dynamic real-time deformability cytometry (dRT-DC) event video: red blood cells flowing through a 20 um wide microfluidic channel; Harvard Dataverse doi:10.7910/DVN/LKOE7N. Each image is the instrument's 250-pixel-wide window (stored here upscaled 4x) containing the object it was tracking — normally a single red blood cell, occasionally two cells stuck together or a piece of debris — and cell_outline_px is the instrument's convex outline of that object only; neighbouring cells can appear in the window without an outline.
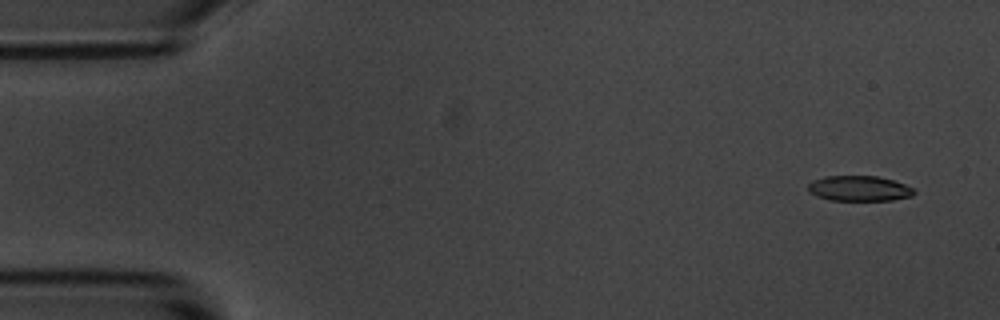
{"species": "common noctule bat (a hibernating species)", "species_latin": "Nyctalus noctula", "temperature_condition": "room temperature", "stored_images_in_passage": 5, "camera_frame_rate_fps": 3000, "um_per_image_px": 0.085, "animal": {"sex": "male", "body_mass_g": 20.1, "forearm_length_mm": 53.5}, "frame": {"image": 1, "passage_image": 1, "time_ms": 0.0, "image_size_px": [1000, 320], "cell_outline_px": [[916, 192], [912, 196], [892, 200], [828, 200], [816, 196], [808, 192], [808, 184], [812, 180], [824, 176], [876, 176], [892, 180], [904, 184], [912, 188]], "centroid_in_image_um": [72.99, 16.02], "position_along_channel_um": 12.0, "area_um2": 15.66}}
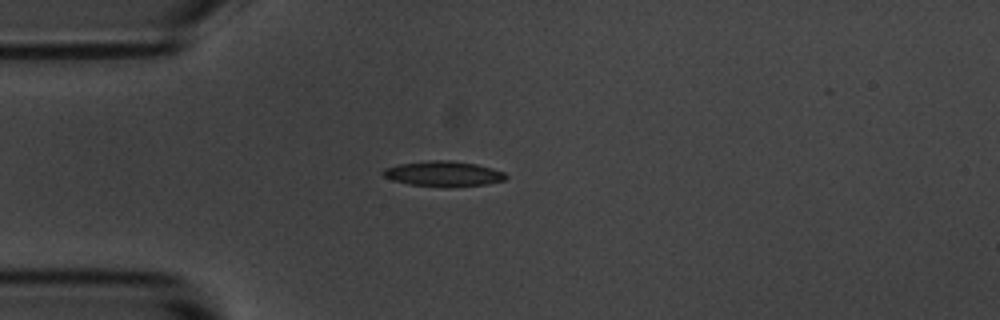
{"frame": {"image": 2, "passage_image": 4, "time_ms": 3.667, "image_size_px": [1000, 320], "cell_outline_px": [[508, 176], [504, 180], [488, 184], [408, 184], [392, 180], [384, 176], [380, 172], [384, 168], [400, 164], [432, 160], [452, 160], [476, 164], [492, 168], [504, 172]], "centroid_in_image_um": [37.67, 14.72], "position_along_channel_um": 47.3, "area_um2": 17.17}}